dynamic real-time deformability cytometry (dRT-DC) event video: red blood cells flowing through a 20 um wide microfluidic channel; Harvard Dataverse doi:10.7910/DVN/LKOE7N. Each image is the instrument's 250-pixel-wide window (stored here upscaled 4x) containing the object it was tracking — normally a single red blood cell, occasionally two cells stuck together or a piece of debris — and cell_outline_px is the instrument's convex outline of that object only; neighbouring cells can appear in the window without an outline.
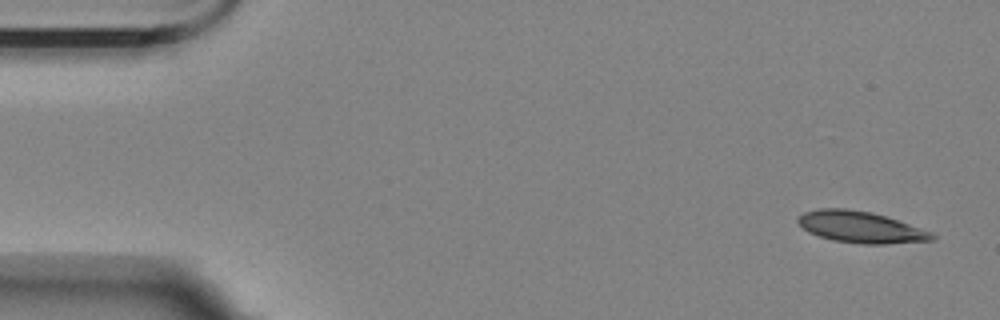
{"species": "Egyptian fruit bat (a non-hibernating species)", "species_latin": "Rousettus aegyptiacus", "temperature_condition": "room temperature", "stored_images_in_passage": 4, "camera_frame_rate_fps": 3000, "um_per_image_px": 0.085, "animal": {"sex": "female"}, "frame": {"image": 1, "passage_image": 1, "time_ms": 0.0, "image_size_px": [1000, 320], "cell_outline_px": [[936, 236], [932, 240], [884, 244], [864, 244], [832, 240], [808, 232], [796, 220], [804, 212], [820, 208], [844, 208], [872, 212], [932, 232]], "centroid_in_image_um": [73.13, 19.3], "position_along_channel_um": 11.9, "area_um2": 24.22}}
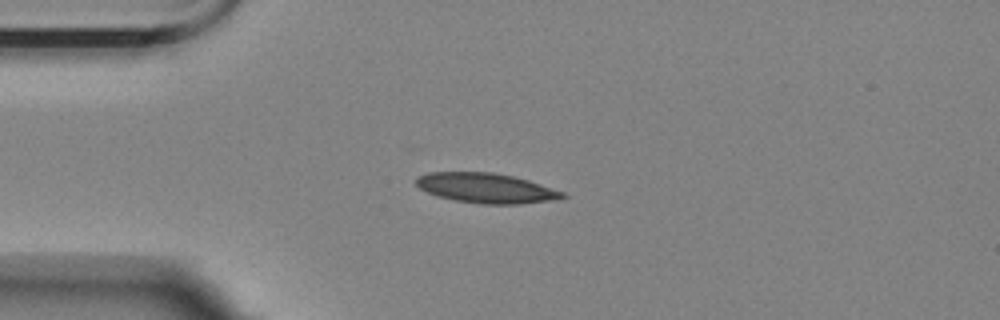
{"frame": {"image": 2, "passage_image": 4, "time_ms": 3.667, "image_size_px": [1000, 320], "cell_outline_px": [[568, 196], [552, 200], [520, 204], [480, 204], [456, 200], [440, 196], [428, 192], [420, 188], [416, 184], [416, 176], [428, 172], [492, 172], [512, 176], [528, 180], [564, 192]], "centroid_in_image_um": [41.32, 15.98], "position_along_channel_um": 43.7, "area_um2": 25.32}}